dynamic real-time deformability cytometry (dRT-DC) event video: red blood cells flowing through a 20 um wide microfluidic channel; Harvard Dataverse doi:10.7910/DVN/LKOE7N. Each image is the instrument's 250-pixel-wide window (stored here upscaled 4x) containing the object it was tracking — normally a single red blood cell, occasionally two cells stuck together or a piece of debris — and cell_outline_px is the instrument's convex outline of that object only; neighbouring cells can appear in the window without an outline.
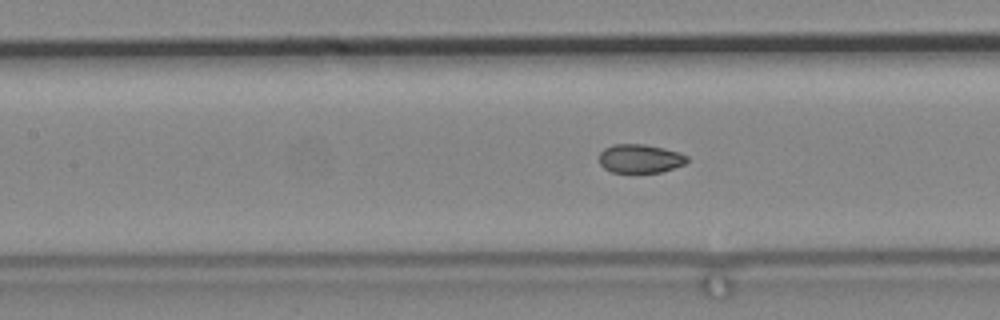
{"species": "common noctule bat (a hibernating species)", "species_latin": "Nyctalus noctula", "temperature_condition": "cold", "stored_images_in_passage": 51, "segment_of_instrument_passage": [2, 2], "camera_frame_rate_fps": 3000, "um_per_image_px": 0.085, "animal": {"sex": "male", "body_mass_g": 19.2, "forearm_length_mm": 51.8}, "frame": {"image": 1, "passage_image": 14, "time_ms": 4.333, "image_size_px": [1000, 320], "cell_outline_px": [[688, 160], [684, 164], [660, 172], [612, 172], [604, 168], [600, 164], [600, 152], [604, 148], [612, 144], [644, 144], [664, 148], [680, 152], [688, 156]], "centroid_in_image_um": [54.4, 13.46], "position_along_channel_um": 153.0, "area_um2": 14.68}}
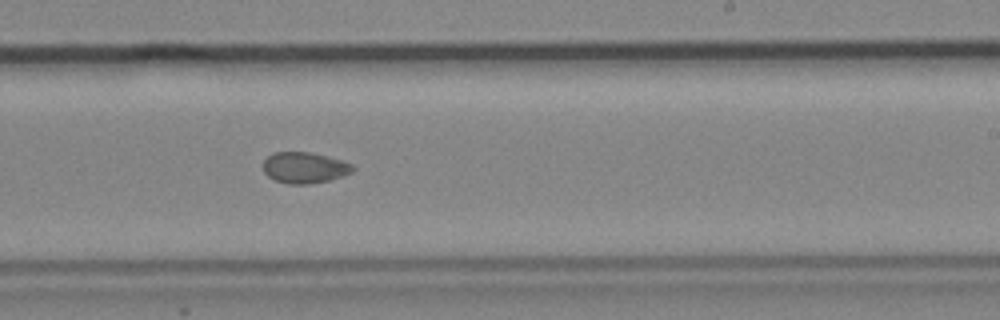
{"frame": {"image": 2, "passage_image": 25, "time_ms": 8.0, "image_size_px": [1000, 320], "cell_outline_px": [[356, 168], [352, 172], [328, 180], [308, 184], [288, 184], [276, 180], [268, 176], [264, 172], [264, 160], [272, 152], [308, 152], [328, 156], [352, 164]], "centroid_in_image_um": [25.88, 14.24], "position_along_channel_um": 263.1, "area_um2": 16.07}}
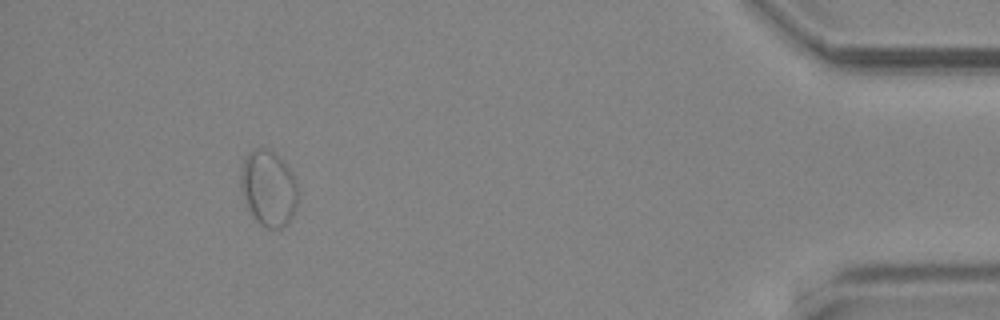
{"frame": {"image": 3, "passage_image": 46, "time_ms": 15.0, "image_size_px": [1000, 320], "cell_outline_px": [[296, 204], [288, 224], [280, 228], [264, 228], [256, 220], [248, 204], [240, 184], [240, 168], [244, 156], [252, 148], [268, 148], [280, 156], [292, 172], [296, 180]], "centroid_in_image_um": [22.81, 15.94], "position_along_channel_um": 412.4, "area_um2": 25.14}}